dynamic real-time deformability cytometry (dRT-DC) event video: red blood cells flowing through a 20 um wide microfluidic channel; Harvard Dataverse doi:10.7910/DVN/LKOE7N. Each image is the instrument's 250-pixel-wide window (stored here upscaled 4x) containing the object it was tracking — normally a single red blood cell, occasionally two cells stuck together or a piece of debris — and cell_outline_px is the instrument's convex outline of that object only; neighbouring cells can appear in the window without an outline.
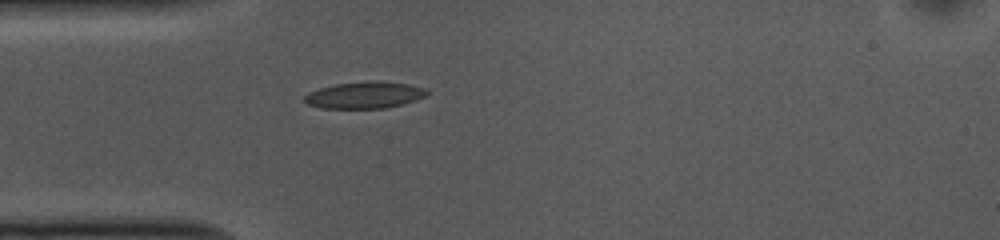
{"species": "common noctule bat (a hibernating species)", "species_latin": "Nyctalus noctula", "temperature_condition": "cold", "stored_images_in_passage": 40, "camera_frame_rate_fps": 3000, "um_per_image_px": 0.085, "animal": {"sex": "female", "body_mass_g": 10.0, "forearm_length_mm": 53.1}, "frame": {"image": 1, "passage_image": 1, "time_ms": 0.0, "image_size_px": [1000, 240], "cell_outline_px": [[428, 92], [424, 96], [416, 100], [384, 108], [320, 108], [308, 104], [304, 100], [304, 96], [308, 92], [320, 88], [336, 84], [408, 84], [424, 88]], "centroid_in_image_um": [30.92, 8.14], "position_along_channel_um": 54.1, "area_um2": 17.8}}
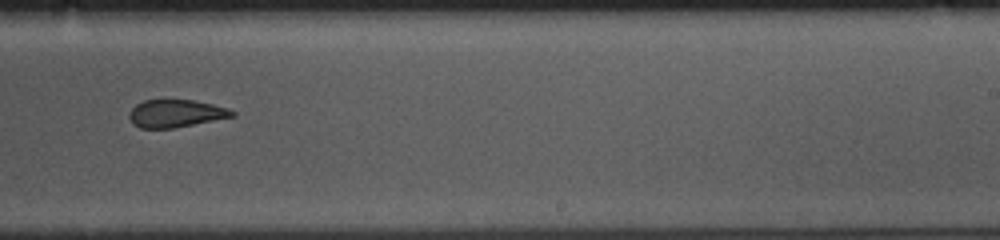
{"frame": {"image": 2, "passage_image": 19, "time_ms": 6.0, "image_size_px": [1000, 240], "cell_outline_px": [[236, 116], [172, 128], [140, 128], [132, 124], [128, 116], [132, 108], [136, 104], [144, 100], [192, 100], [212, 104], [228, 108], [236, 112]], "centroid_in_image_um": [14.93, 9.64], "position_along_channel_um": 274.1, "area_um2": 16.53}}
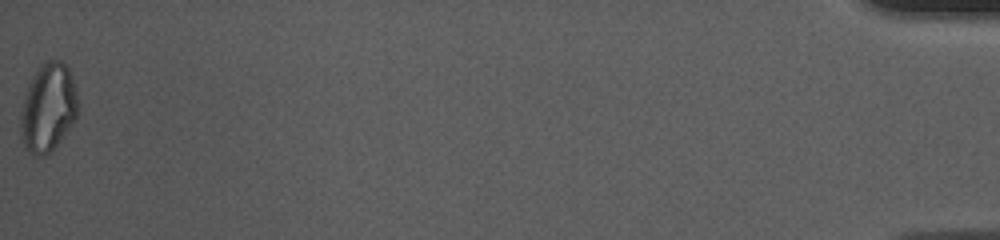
{"frame": {"image": 3, "passage_image": 40, "time_ms": 13.0, "image_size_px": [1000, 240], "cell_outline_px": [[76, 120], [60, 140], [44, 156], [36, 156], [28, 152], [24, 144], [20, 132], [20, 112], [24, 96], [40, 64], [44, 60], [60, 60], [68, 68], [76, 88]], "centroid_in_image_um": [4.07, 9.15], "position_along_channel_um": 431.1, "area_um2": 29.13}, "authors_computed_cell_mechanics": {"area_um2": 18.5249, "velocity_mm_per_s": 3.7168, "shape_relaxation_time_tau1_ms": 6.0048, "shape_relaxation_time_tau2_ms": 1.7954, "deformation_change_tau1": 0.1449, "deformation_change_tau2": 0.08}}